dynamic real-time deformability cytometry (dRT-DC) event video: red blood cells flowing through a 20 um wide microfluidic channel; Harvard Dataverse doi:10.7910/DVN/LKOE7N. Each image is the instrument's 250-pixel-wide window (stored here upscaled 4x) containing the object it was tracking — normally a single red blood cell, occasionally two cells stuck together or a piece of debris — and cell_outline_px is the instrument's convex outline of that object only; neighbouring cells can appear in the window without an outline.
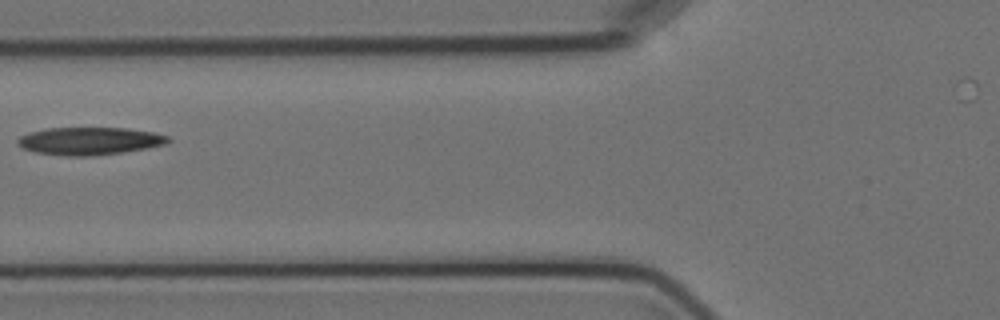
{"species": "Egyptian fruit bat (a non-hibernating species)", "species_latin": "Rousettus aegyptiacus", "temperature_condition": "cold", "stored_images_in_passage": 10, "camera_frame_rate_fps": 3000, "um_per_image_px": 0.085, "animal": {"sex": "female"}, "frame": {"image": 1, "passage_image": 2, "time_ms": 1.333, "image_size_px": [1000, 320], "cell_outline_px": [[172, 140], [164, 144], [148, 148], [120, 152], [88, 156], [68, 156], [36, 152], [24, 148], [16, 144], [16, 140], [20, 136], [28, 132], [48, 128], [128, 128], [152, 132], [168, 136]], "centroid_in_image_um": [7.59, 11.97], "position_along_channel_um": 118.2, "area_um2": 24.1}}
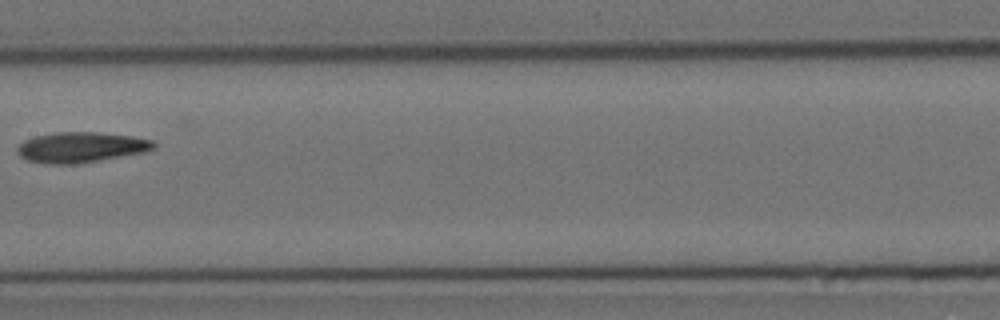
{"frame": {"image": 2, "passage_image": 4, "time_ms": 3.667, "image_size_px": [1000, 320], "cell_outline_px": [[156, 148], [148, 152], [72, 164], [44, 164], [28, 160], [20, 156], [16, 152], [16, 148], [24, 140], [36, 136], [56, 132], [100, 132], [132, 136], [152, 140], [156, 144]], "centroid_in_image_um": [6.9, 12.51], "position_along_channel_um": 200.5, "area_um2": 24.28}}
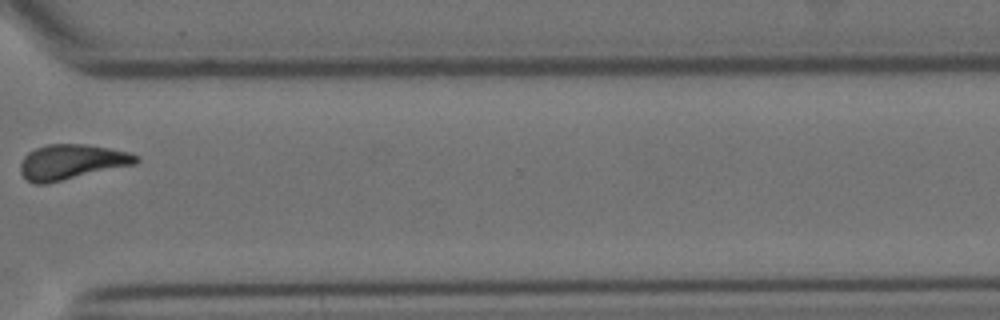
{"frame": {"image": 3, "passage_image": 8, "time_ms": 8.333, "image_size_px": [1000, 320], "cell_outline_px": [[140, 160], [136, 164], [48, 184], [32, 184], [24, 180], [20, 172], [20, 164], [24, 156], [28, 152], [36, 148], [48, 144], [84, 144], [108, 148], [128, 152], [140, 156]], "centroid_in_image_um": [6.06, 13.79], "position_along_channel_um": 364.5, "area_um2": 23.99}}